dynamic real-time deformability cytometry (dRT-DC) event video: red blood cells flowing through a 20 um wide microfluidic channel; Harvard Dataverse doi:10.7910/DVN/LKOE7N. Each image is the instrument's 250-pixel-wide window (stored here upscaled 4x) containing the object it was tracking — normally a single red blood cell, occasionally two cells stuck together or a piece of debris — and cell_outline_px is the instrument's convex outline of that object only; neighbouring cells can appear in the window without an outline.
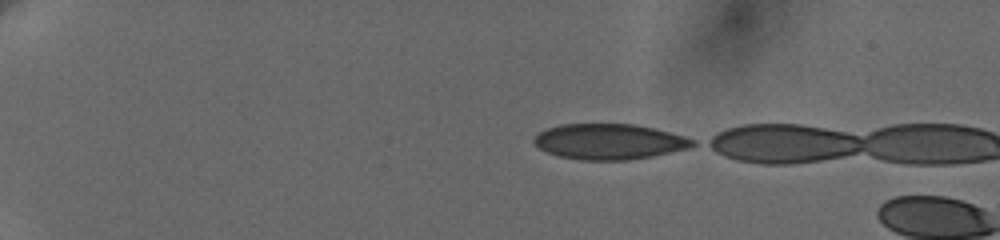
{"species": "human", "species_latin": "Homo sapiens", "temperature_condition": "cold", "stored_images_in_passage": 4, "camera_frame_rate_fps": 3000, "um_per_image_px": 0.085, "donor": {"sex": "female"}, "frame": {"image": 1, "passage_image": 1, "time_ms": 0.0, "image_size_px": [1000, 240], "cell_outline_px": [[696, 144], [688, 148], [672, 152], [652, 156], [628, 160], [580, 160], [560, 156], [548, 152], [540, 148], [532, 140], [540, 132], [548, 128], [560, 124], [632, 124], [652, 128], [684, 136], [696, 140]], "centroid_in_image_um": [51.79, 12.04], "position_along_channel_um": 33.2, "area_um2": 32.6}}